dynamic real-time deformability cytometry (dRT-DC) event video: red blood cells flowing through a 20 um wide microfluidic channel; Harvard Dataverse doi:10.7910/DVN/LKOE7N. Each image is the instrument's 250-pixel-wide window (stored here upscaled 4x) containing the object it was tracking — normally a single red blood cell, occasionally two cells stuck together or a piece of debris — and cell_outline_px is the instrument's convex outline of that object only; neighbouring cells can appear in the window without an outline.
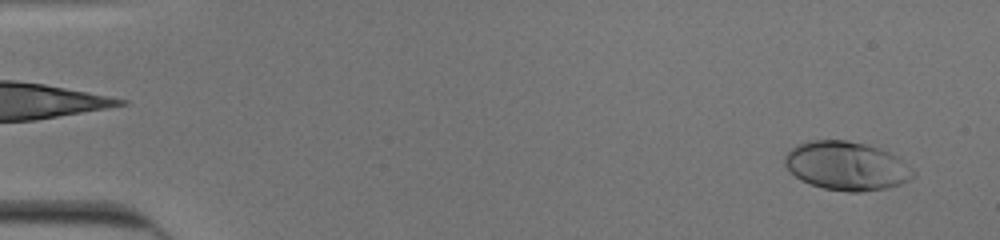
{"species": "human", "species_latin": "Homo sapiens", "temperature_condition": "cold", "stored_images_in_passage": 52, "camera_frame_rate_fps": 3000, "um_per_image_px": 0.085, "donor": {"sex": "male"}, "frame": {"image": 1, "passage_image": 3, "time_ms": 0.667, "image_size_px": [1000, 240], "cell_outline_px": [[916, 176], [900, 184], [888, 188], [860, 192], [848, 192], [824, 188], [800, 180], [784, 164], [784, 156], [796, 144], [812, 140], [848, 140], [880, 148], [900, 156], [916, 172]], "centroid_in_image_um": [72.0, 14.09], "position_along_channel_um": 13.0, "area_um2": 36.7}}
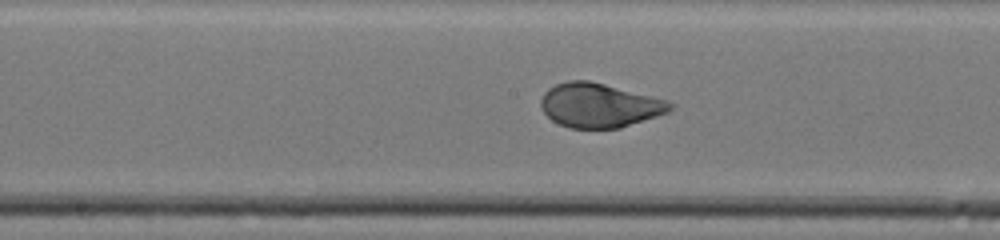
{"frame": {"image": 2, "passage_image": 28, "time_ms": 9.0, "image_size_px": [1000, 240], "cell_outline_px": [[672, 108], [668, 112], [620, 128], [568, 128], [552, 120], [544, 112], [540, 104], [540, 100], [544, 92], [548, 88], [556, 84], [568, 80], [588, 80], [668, 100], [672, 104]], "centroid_in_image_um": [50.91, 8.95], "position_along_channel_um": 197.3, "area_um2": 33.06}}
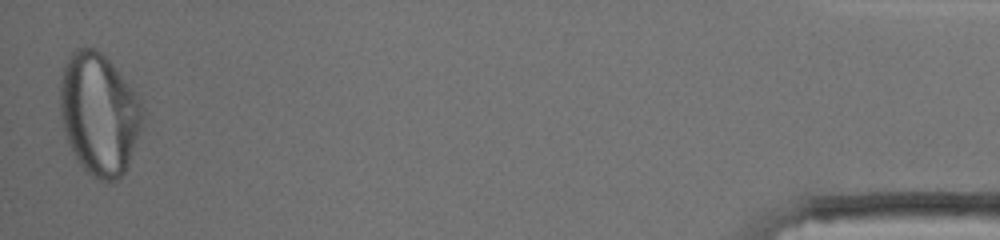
{"frame": {"image": 3, "passage_image": 52, "time_ms": 17.0, "image_size_px": [1000, 240], "cell_outline_px": [[144, 108], [140, 128], [128, 164], [124, 172], [112, 184], [100, 180], [92, 176], [80, 164], [68, 140], [64, 128], [60, 112], [60, 88], [64, 64], [68, 56], [76, 48], [92, 48], [100, 52], [112, 64], [136, 92]], "centroid_in_image_um": [8.42, 9.68], "position_along_channel_um": 426.8, "area_um2": 57.97}, "authors_computed_cell_mechanics": {"area_um2": 34.7378, "velocity_mm_per_s": 3.9099, "shape_relaxation_time_tau1_ms": 4.6659, "shape_relaxation_time_tau2_ms": null, "deformation_change_tau1": 0.2224, "deformation_change_tau2": null}}